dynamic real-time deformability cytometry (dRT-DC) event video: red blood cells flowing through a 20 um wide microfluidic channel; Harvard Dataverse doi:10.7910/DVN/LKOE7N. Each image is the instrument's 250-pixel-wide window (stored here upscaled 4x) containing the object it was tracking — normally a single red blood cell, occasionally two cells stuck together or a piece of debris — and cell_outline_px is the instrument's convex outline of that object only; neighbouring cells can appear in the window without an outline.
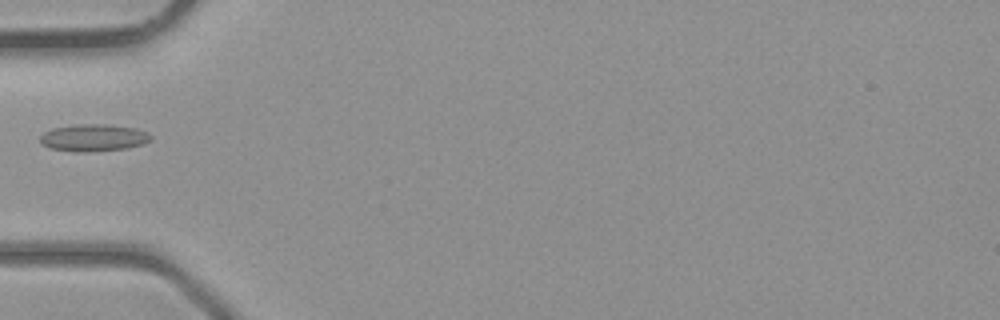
{"species": "common noctule bat (a hibernating species)", "species_latin": "Nyctalus noctula", "temperature_condition": "room temperature", "stored_images_in_passage": 1, "camera_frame_rate_fps": 3000, "um_per_image_px": 0.085, "animal": {"sex": "male", "body_mass_g": 23.1, "forearm_length_mm": 52.7}, "frame": {"image": 1, "passage_image": 1, "time_ms": 0.0, "image_size_px": [1000, 320], "cell_outline_px": [[152, 140], [140, 144], [124, 148], [84, 152], [76, 152], [48, 148], [40, 144], [40, 136], [44, 132], [52, 128], [76, 124], [108, 124], [136, 128], [148, 132], [152, 136]], "centroid_in_image_um": [7.91, 11.69], "position_along_channel_um": 77.1, "area_um2": 17.57}}